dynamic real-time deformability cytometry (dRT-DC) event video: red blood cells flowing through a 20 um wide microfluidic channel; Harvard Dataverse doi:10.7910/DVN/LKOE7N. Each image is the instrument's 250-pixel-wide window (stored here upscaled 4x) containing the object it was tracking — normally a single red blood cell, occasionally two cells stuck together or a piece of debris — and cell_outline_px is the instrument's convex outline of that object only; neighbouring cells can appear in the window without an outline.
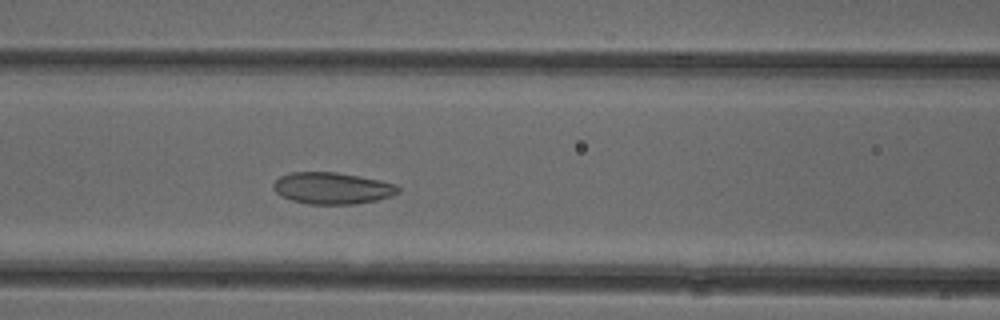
{"species": "common noctule bat (a hibernating species)", "species_latin": "Nyctalus noctula", "temperature_condition": "cold", "stored_images_in_passage": 41, "camera_frame_rate_fps": 3000, "um_per_image_px": 0.085, "animal": {"sex": "female"}, "frame": {"image": 1, "passage_image": 11, "time_ms": 3.333, "image_size_px": [1000, 320], "cell_outline_px": [[400, 192], [392, 196], [376, 200], [352, 204], [308, 204], [292, 200], [280, 196], [272, 188], [272, 184], [280, 176], [292, 172], [336, 172], [380, 180], [396, 184], [400, 188]], "centroid_in_image_um": [28.23, 15.99], "position_along_channel_um": 138.4, "area_um2": 23.06}}
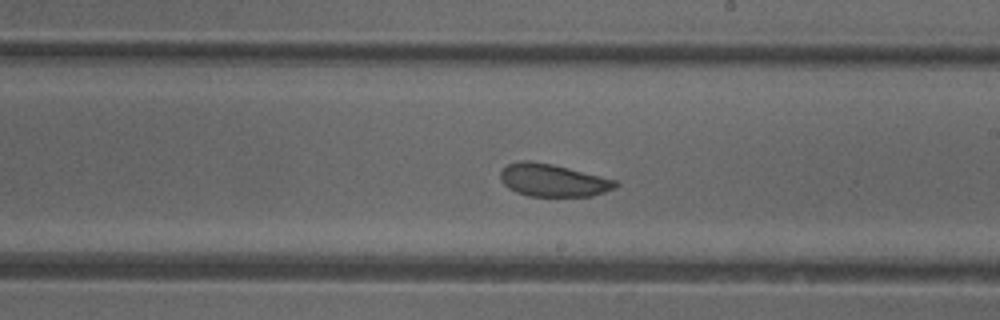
{"frame": {"image": 2, "passage_image": 19, "time_ms": 6.0, "image_size_px": [1000, 320], "cell_outline_px": [[620, 184], [616, 188], [592, 196], [528, 196], [516, 192], [508, 188], [500, 180], [500, 172], [508, 164], [520, 160], [532, 160], [552, 164], [616, 180]], "centroid_in_image_um": [46.99, 15.32], "position_along_channel_um": 242.0, "area_um2": 21.91}}
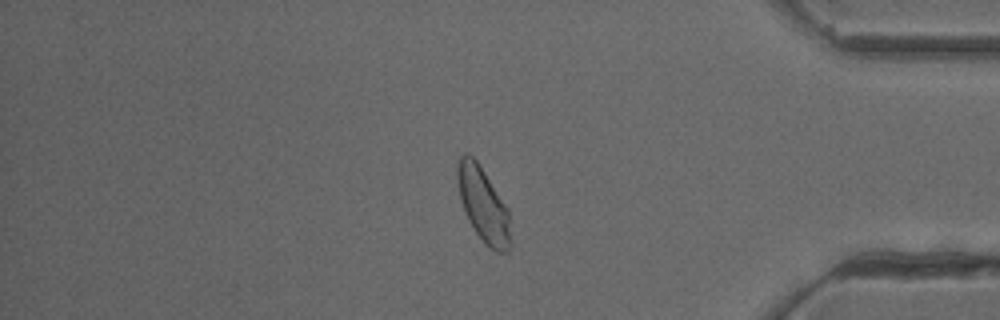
{"frame": {"image": 3, "passage_image": 33, "time_ms": 10.667, "image_size_px": [1000, 320], "cell_outline_px": [[512, 244], [508, 252], [496, 252], [484, 244], [468, 220], [460, 196], [456, 176], [456, 168], [460, 156], [464, 152], [468, 152], [476, 160], [508, 208]], "centroid_in_image_um": [41.09, 17.42], "position_along_channel_um": 394.1, "area_um2": 23.12}, "authors_computed_cell_mechanics": {"area_um2": 22.8888, "velocity_mm_per_s": 3.897, "shape_relaxation_time_tau1_ms": 10.7954, "shape_relaxation_time_tau2_ms": 1.5823, "deformation_change_tau1": 0.1401, "deformation_change_tau2": 0.0729}}